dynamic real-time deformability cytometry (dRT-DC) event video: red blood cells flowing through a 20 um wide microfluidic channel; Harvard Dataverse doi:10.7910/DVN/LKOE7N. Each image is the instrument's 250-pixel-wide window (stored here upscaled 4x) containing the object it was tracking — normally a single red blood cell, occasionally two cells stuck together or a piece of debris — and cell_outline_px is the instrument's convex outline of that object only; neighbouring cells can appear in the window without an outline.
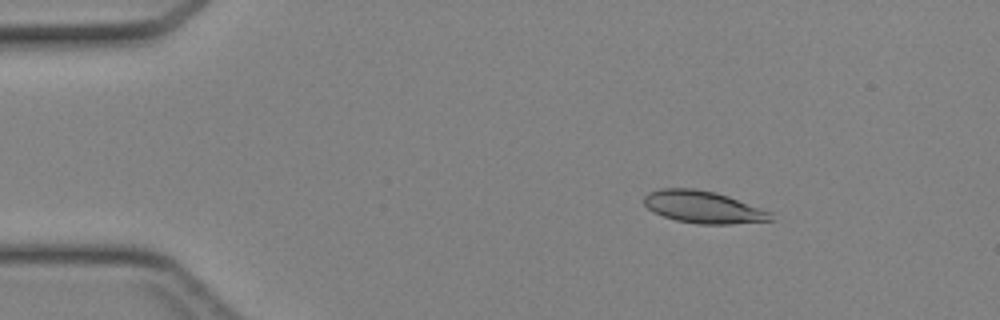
{"species": "Egyptian fruit bat (a non-hibernating species)", "species_latin": "Rousettus aegyptiacus", "temperature_condition": "cold", "stored_images_in_passage": 45, "camera_frame_rate_fps": 3000, "um_per_image_px": 0.085, "animal": {"sex": "female"}, "frame": {"image": 1, "passage_image": 7, "time_ms": 2.0, "image_size_px": [1000, 320], "cell_outline_px": [[772, 220], [732, 224], [696, 224], [676, 220], [652, 212], [644, 204], [644, 196], [648, 192], [660, 188], [696, 188], [716, 192], [728, 196], [772, 212]], "centroid_in_image_um": [59.75, 17.59], "position_along_channel_um": 25.3, "area_um2": 23.87}}
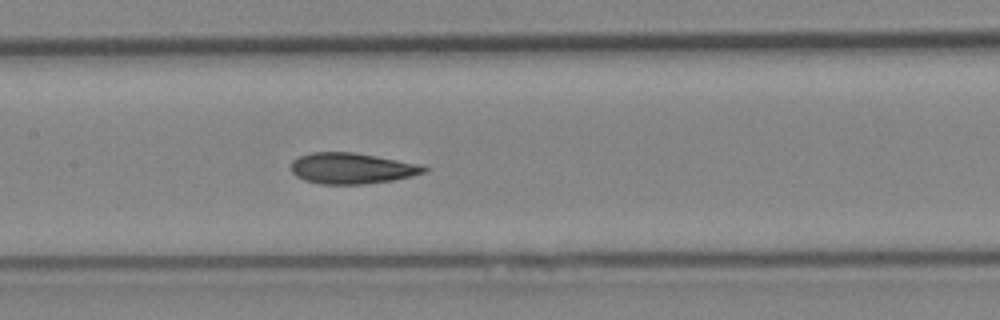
{"frame": {"image": 2, "passage_image": 22, "time_ms": 7.0, "image_size_px": [1000, 320], "cell_outline_px": [[428, 172], [412, 176], [392, 180], [364, 184], [320, 184], [304, 180], [296, 176], [292, 172], [292, 160], [300, 156], [312, 152], [352, 152], [420, 164], [428, 168]], "centroid_in_image_um": [29.91, 14.31], "position_along_channel_um": 177.5, "area_um2": 23.87}}
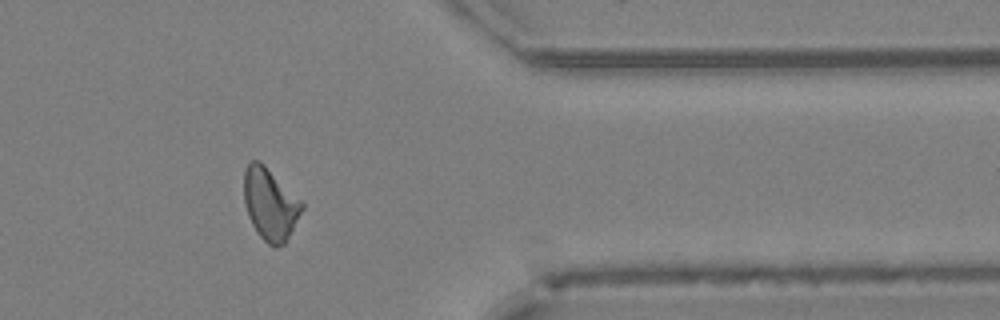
{"frame": {"image": 3, "passage_image": 37, "time_ms": 12.0, "image_size_px": [1000, 320], "cell_outline_px": [[304, 208], [284, 244], [276, 248], [272, 248], [256, 232], [248, 216], [244, 204], [244, 172], [248, 164], [252, 160], [260, 160], [304, 204]], "centroid_in_image_um": [22.94, 17.37], "position_along_channel_um": 388.5, "area_um2": 24.16}}